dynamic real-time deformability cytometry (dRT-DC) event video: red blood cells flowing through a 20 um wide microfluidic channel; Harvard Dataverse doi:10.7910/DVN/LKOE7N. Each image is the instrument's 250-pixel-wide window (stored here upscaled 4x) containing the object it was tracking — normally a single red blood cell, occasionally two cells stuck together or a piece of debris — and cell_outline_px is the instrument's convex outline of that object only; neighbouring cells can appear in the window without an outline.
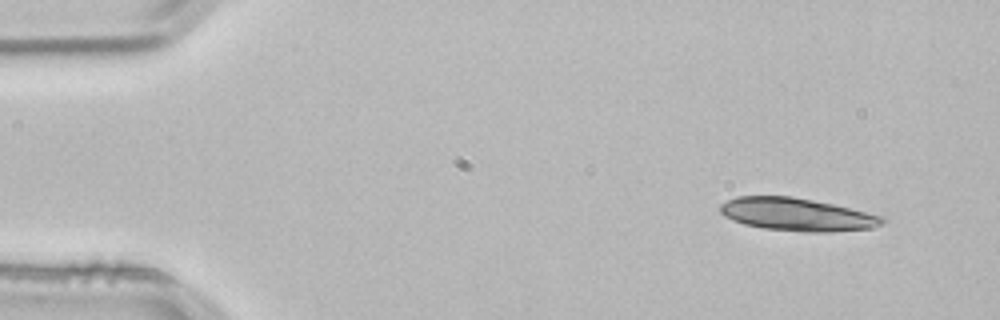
{"species": "common noctule bat (a hibernating species)", "species_latin": "Nyctalus noctula", "temperature_condition": "room temperature", "stored_images_in_passage": 49, "segment_of_instrument_passage": [1, 2], "camera_frame_rate_fps": 3000, "um_per_image_px": 0.085, "animal": {"sex": "male", "body_mass_g": 21.5, "forearm_length_mm": 52.0}, "frame": {"image": 1, "passage_image": 1, "time_ms": 0.0, "image_size_px": [1000, 320], "cell_outline_px": [[888, 220], [884, 224], [872, 228], [828, 232], [804, 232], [764, 228], [744, 224], [732, 220], [724, 216], [720, 212], [720, 204], [736, 196], [792, 196], [832, 204], [884, 216]], "centroid_in_image_um": [67.76, 18.23], "position_along_channel_um": 17.2, "area_um2": 31.1}}